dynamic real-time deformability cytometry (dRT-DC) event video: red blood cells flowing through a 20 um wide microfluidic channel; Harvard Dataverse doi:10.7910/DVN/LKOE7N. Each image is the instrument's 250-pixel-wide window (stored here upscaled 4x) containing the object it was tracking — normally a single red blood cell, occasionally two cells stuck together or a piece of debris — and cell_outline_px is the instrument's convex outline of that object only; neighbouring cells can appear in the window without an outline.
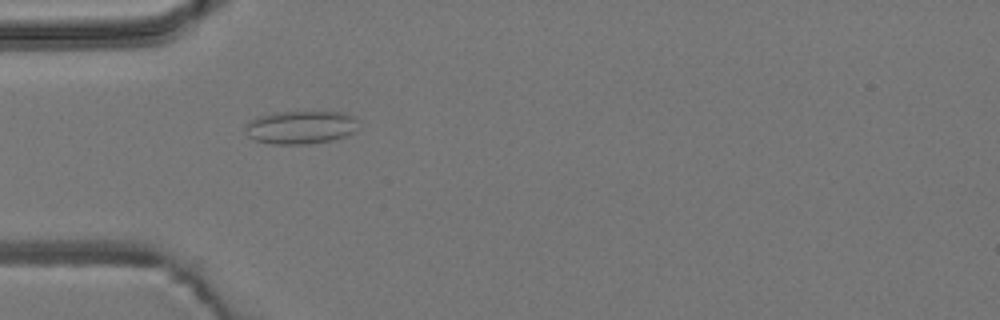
{"species": "common noctule bat (a hibernating species)", "species_latin": "Nyctalus noctula", "temperature_condition": "room temperature", "stored_images_in_passage": 3, "camera_frame_rate_fps": 3000, "um_per_image_px": 0.085, "animal": {"sex": "male", "body_mass_g": 19.2, "forearm_length_mm": 51.8}, "frame": {"image": 1, "passage_image": 3, "time_ms": 2.333, "image_size_px": [1000, 320], "cell_outline_px": [[360, 128], [344, 136], [332, 140], [304, 144], [272, 144], [256, 140], [248, 136], [244, 132], [244, 124], [248, 120], [256, 116], [276, 112], [344, 112], [356, 116]], "centroid_in_image_um": [25.54, 10.8], "position_along_channel_um": 59.5, "area_um2": 22.25}}